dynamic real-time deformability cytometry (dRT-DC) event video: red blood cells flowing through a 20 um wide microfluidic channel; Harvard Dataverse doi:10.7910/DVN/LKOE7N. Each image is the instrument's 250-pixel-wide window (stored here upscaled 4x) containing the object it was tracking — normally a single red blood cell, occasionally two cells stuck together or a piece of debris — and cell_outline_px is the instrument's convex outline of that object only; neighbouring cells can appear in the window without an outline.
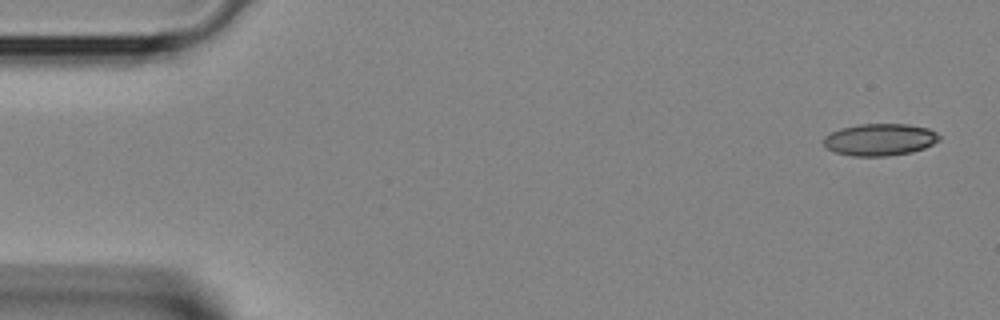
{"species": "Egyptian fruit bat (a non-hibernating species)", "species_latin": "Rousettus aegyptiacus", "temperature_condition": "room temperature", "stored_images_in_passage": 4, "camera_frame_rate_fps": 3000, "um_per_image_px": 0.085, "animal": {"sex": "female"}, "frame": {"image": 1, "passage_image": 1, "time_ms": 0.0, "image_size_px": [1000, 320], "cell_outline_px": [[940, 140], [924, 148], [912, 152], [888, 156], [852, 156], [836, 152], [828, 148], [824, 144], [824, 136], [840, 128], [856, 124], [908, 124], [928, 128], [936, 132], [940, 136]], "centroid_in_image_um": [74.8, 11.86], "position_along_channel_um": 10.2, "area_um2": 21.62}}
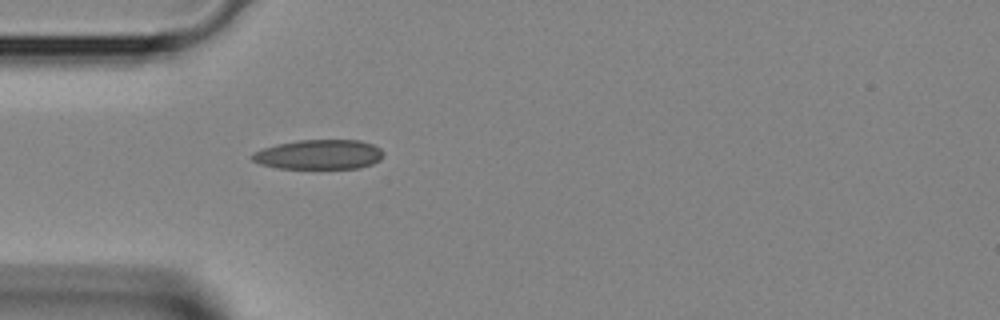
{"frame": {"image": 2, "passage_image": 4, "time_ms": 1.0, "image_size_px": [1000, 320], "cell_outline_px": [[384, 156], [380, 160], [372, 164], [360, 168], [276, 168], [260, 164], [252, 160], [252, 156], [256, 152], [264, 148], [276, 144], [300, 140], [360, 140], [372, 144], [380, 148], [384, 152]], "centroid_in_image_um": [27.16, 13.13], "position_along_channel_um": 57.8, "area_um2": 22.66}}